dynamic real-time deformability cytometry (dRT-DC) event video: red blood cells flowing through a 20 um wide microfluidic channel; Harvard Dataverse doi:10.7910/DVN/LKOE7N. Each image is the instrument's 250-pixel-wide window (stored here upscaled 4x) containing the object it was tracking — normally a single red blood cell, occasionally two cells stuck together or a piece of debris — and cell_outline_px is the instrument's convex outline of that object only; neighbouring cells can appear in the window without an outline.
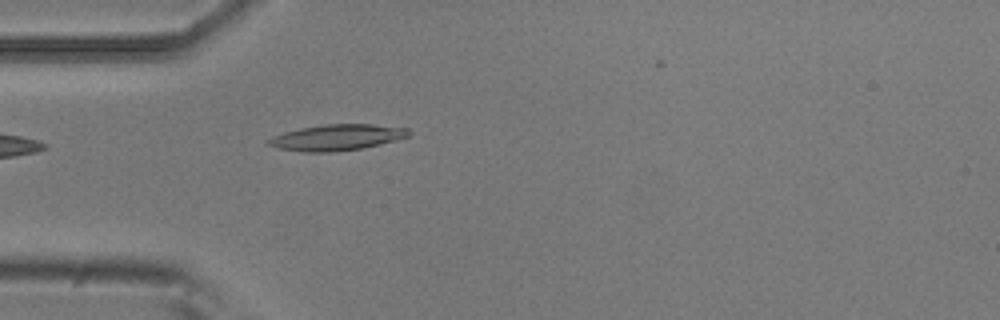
{"species": "common noctule bat (a hibernating species)", "species_latin": "Nyctalus noctula", "temperature_condition": "room temperature", "stored_images_in_passage": 4, "camera_frame_rate_fps": 3000, "um_per_image_px": 0.085, "animal": {"sex": "male", "body_mass_g": 20.5, "forearm_length_mm": 52.5}, "frame": {"image": 1, "passage_image": 4, "time_ms": 1.0, "image_size_px": [1000, 320], "cell_outline_px": [[412, 136], [380, 144], [360, 148], [332, 152], [304, 152], [276, 148], [264, 144], [264, 140], [272, 136], [284, 132], [300, 128], [324, 124], [372, 124], [408, 128], [412, 132]], "centroid_in_image_um": [28.6, 11.68], "position_along_channel_um": 56.4, "area_um2": 21.56}}